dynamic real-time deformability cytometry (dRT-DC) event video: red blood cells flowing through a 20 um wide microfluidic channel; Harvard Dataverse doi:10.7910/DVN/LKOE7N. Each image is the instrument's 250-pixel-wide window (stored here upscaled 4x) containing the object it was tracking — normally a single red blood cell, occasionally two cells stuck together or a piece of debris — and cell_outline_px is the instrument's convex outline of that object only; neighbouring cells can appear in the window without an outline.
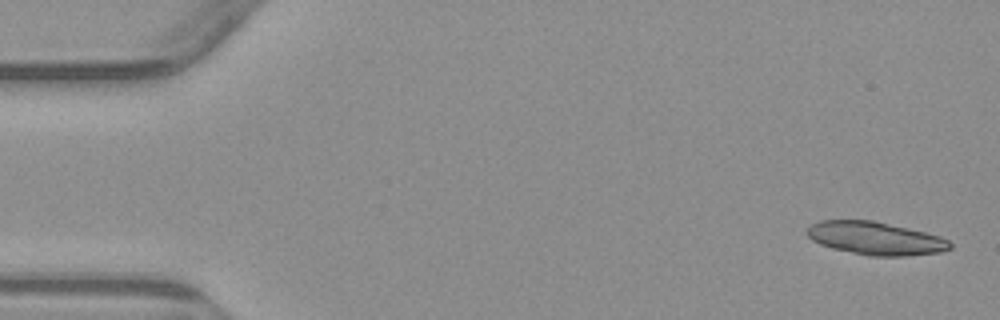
{"species": "common noctule bat (a hibernating species)", "species_latin": "Nyctalus noctula", "temperature_condition": "warm", "stored_images_in_passage": 4, "camera_frame_rate_fps": 3000, "um_per_image_px": 0.085, "animal": {"sex": "male", "body_mass_g": 23.1, "forearm_length_mm": 52.7}, "frame": {"image": 1, "passage_image": 1, "time_ms": 0.0, "image_size_px": [1000, 320], "cell_outline_px": [[952, 248], [940, 252], [904, 256], [868, 256], [832, 248], [820, 244], [812, 240], [808, 236], [808, 228], [812, 224], [820, 220], [872, 220], [924, 232], [940, 236], [948, 240], [952, 244]], "centroid_in_image_um": [74.42, 20.26], "position_along_channel_um": 10.6, "area_um2": 27.34}}